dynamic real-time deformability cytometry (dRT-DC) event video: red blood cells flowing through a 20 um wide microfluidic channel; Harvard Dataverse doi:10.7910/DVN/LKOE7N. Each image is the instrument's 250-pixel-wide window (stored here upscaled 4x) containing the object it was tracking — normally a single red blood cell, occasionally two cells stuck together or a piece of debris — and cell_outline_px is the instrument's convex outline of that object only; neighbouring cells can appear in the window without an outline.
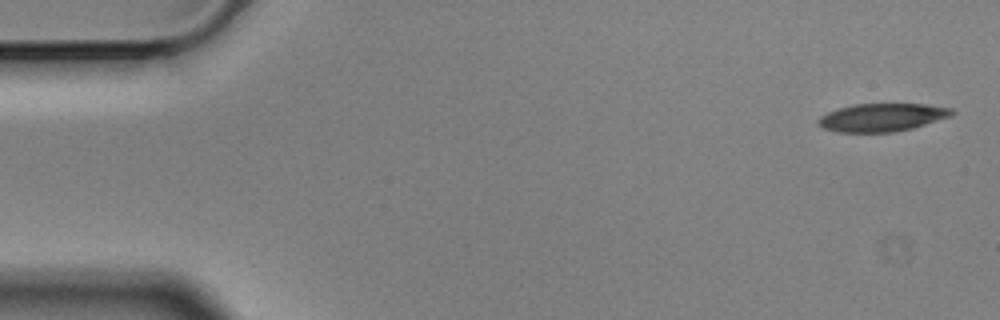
{"species": "Egyptian fruit bat (a non-hibernating species)", "species_latin": "Rousettus aegyptiacus", "temperature_condition": "cold", "stored_images_in_passage": 4, "camera_frame_rate_fps": 3000, "um_per_image_px": 0.085, "animal": {"sex": "male"}, "frame": {"image": 1, "passage_image": 1, "time_ms": 0.0, "image_size_px": [1000, 320], "cell_outline_px": [[956, 112], [952, 116], [912, 128], [892, 132], [836, 132], [824, 128], [816, 124], [816, 120], [820, 116], [828, 112], [852, 104], [924, 104], [952, 108]], "centroid_in_image_um": [74.96, 9.98], "position_along_channel_um": 10.0, "area_um2": 21.85}}